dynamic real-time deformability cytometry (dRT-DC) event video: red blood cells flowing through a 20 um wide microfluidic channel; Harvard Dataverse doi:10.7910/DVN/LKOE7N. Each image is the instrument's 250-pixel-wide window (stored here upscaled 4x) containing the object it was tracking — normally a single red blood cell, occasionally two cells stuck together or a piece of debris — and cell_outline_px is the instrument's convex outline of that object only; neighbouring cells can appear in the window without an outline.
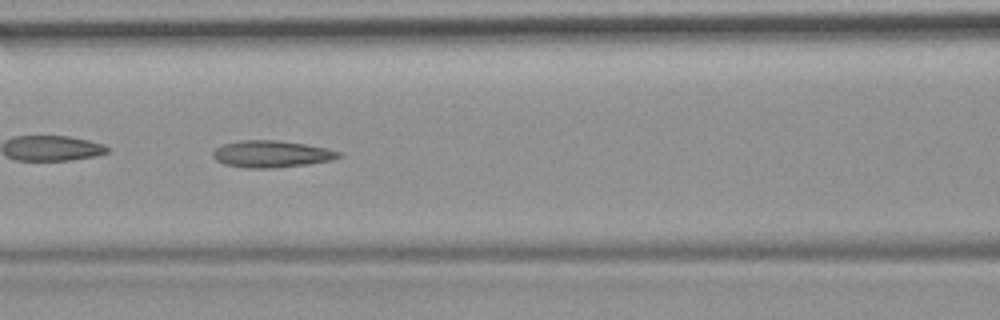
{"species": "common noctule bat (a hibernating species)", "species_latin": "Nyctalus noctula", "temperature_condition": "room temperature", "stored_images_in_passage": 53, "camera_frame_rate_fps": 3000, "um_per_image_px": 0.085, "animal": {"sex": "female", "body_mass_g": 19.9}, "frame": {"image": 1, "passage_image": 23, "time_ms": 7.333, "image_size_px": [1000, 320], "cell_outline_px": [[340, 156], [332, 160], [308, 164], [276, 168], [244, 168], [224, 164], [216, 160], [212, 156], [212, 152], [216, 148], [224, 144], [240, 140], [276, 140], [304, 144], [324, 148], [340, 152]], "centroid_in_image_um": [23.03, 13.1], "position_along_channel_um": 143.6, "area_um2": 19.59}, "authors_computed_cell_mechanics": {"area_um2": 19.5942, "velocity_mm_per_s": 3.7561, "shape_relaxation_time_tau1_ms": null, "shape_relaxation_time_tau2_ms": 3.9638, "deformation_change_tau1": null, "deformation_change_tau2": 0.1208}}